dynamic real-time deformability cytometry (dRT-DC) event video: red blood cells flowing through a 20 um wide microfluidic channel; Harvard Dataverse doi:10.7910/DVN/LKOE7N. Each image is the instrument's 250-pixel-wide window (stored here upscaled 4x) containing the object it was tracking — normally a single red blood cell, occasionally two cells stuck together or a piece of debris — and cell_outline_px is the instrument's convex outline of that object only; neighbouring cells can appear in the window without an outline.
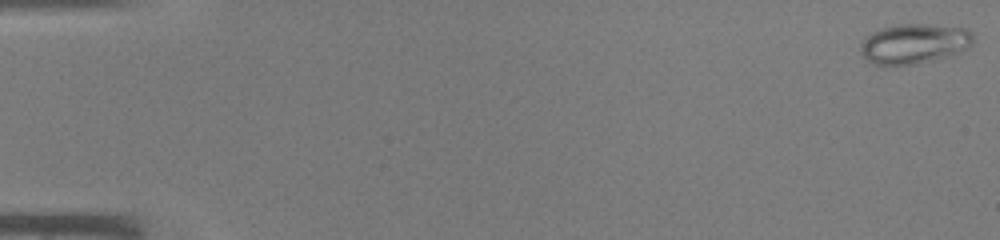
{"species": "common noctule bat (a hibernating species)", "species_latin": "Nyctalus noctula", "temperature_condition": "warm", "stored_images_in_passage": 45, "camera_frame_rate_fps": 3000, "um_per_image_px": 0.085, "animal": {"sex": "male", "body_mass_g": 19.0, "forearm_length_mm": 50.8}, "frame": {"image": 1, "passage_image": 1, "time_ms": 0.0, "image_size_px": [1000, 240], "cell_outline_px": [[972, 44], [964, 48], [944, 56], [932, 60], [916, 64], [872, 64], [860, 52], [860, 44], [864, 36], [872, 32], [884, 28], [900, 24], [924, 24], [968, 28], [972, 32]], "centroid_in_image_um": [77.65, 3.69], "position_along_channel_um": 7.3, "area_um2": 25.72}}
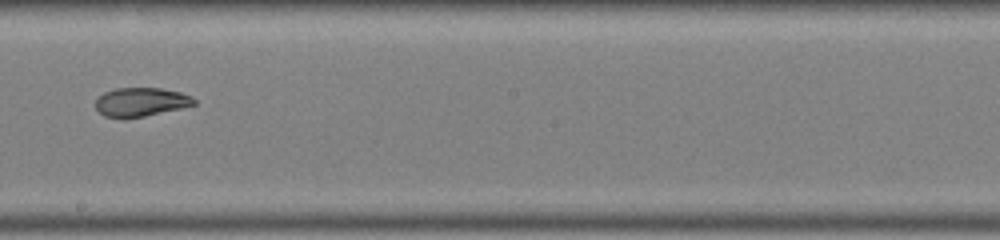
{"frame": {"image": 2, "passage_image": 27, "time_ms": 8.667, "image_size_px": [1000, 240], "cell_outline_px": [[196, 104], [180, 108], [144, 116], [104, 116], [96, 108], [96, 100], [104, 92], [116, 88], [160, 88], [180, 92], [192, 96], [196, 100]], "centroid_in_image_um": [12.01, 8.64], "position_along_channel_um": 236.2, "area_um2": 16.07}}
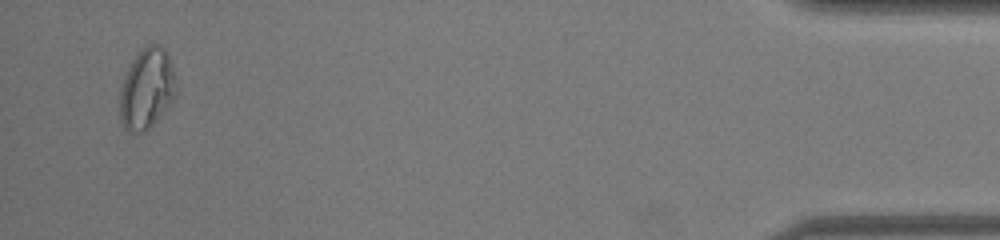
{"frame": {"image": 3, "passage_image": 44, "time_ms": 14.333, "image_size_px": [1000, 240], "cell_outline_px": [[176, 88], [172, 100], [160, 116], [144, 132], [128, 132], [124, 128], [120, 120], [120, 92], [124, 76], [128, 64], [148, 44], [160, 44], [164, 48], [168, 56], [176, 80]], "centroid_in_image_um": [12.45, 7.54], "position_along_channel_um": 422.7, "area_um2": 26.18}}